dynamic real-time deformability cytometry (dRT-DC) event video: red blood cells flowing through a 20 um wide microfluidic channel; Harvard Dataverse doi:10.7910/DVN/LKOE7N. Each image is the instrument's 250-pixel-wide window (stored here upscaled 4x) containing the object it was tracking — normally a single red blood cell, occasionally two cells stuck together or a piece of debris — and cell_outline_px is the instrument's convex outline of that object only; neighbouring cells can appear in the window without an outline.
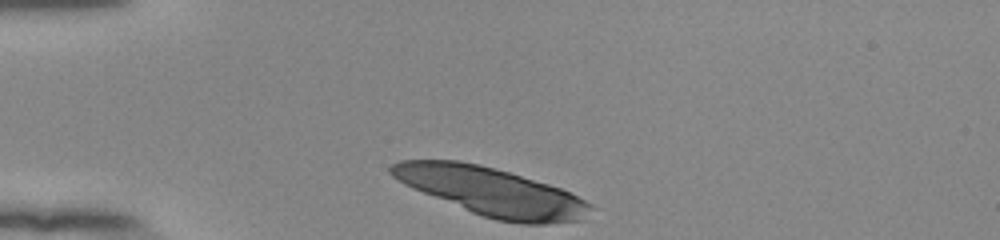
{"species": "human", "species_latin": "Homo sapiens", "temperature_condition": "room temperature", "stored_images_in_passage": 32, "camera_frame_rate_fps": 3000, "um_per_image_px": 0.085, "donor": {"sex": "female"}, "frame": {"image": 1, "passage_image": 1, "time_ms": 0.0, "image_size_px": [1000, 240], "cell_outline_px": [[592, 208], [584, 220], [548, 224], [520, 224], [496, 220], [472, 212], [412, 188], [404, 184], [392, 176], [388, 172], [388, 168], [392, 164], [400, 160], [460, 160], [480, 164], [508, 172], [548, 184], [560, 188], [592, 204]], "centroid_in_image_um": [41.77, 16.29], "position_along_channel_um": 43.2, "area_um2": 55.66}}
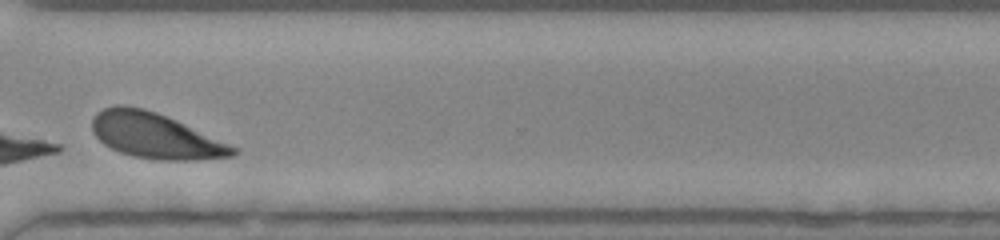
{"frame": {"image": 2, "passage_image": 29, "time_ms": 9.333, "image_size_px": [1000, 240], "cell_outline_px": [[240, 152], [232, 156], [200, 160], [160, 160], [132, 156], [120, 152], [104, 144], [92, 132], [92, 116], [96, 112], [104, 108], [116, 104], [124, 104], [144, 108], [156, 112], [176, 120], [240, 148]], "centroid_in_image_um": [13.22, 11.53], "position_along_channel_um": 357.4, "area_um2": 37.63}}